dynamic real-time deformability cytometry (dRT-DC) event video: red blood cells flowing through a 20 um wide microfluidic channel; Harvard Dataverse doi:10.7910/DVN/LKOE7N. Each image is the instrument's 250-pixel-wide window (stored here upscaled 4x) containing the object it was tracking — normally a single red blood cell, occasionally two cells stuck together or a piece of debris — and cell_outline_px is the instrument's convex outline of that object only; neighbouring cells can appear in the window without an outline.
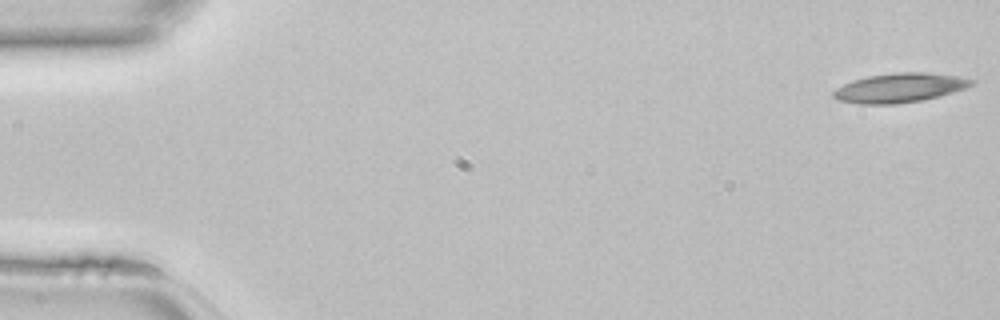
{"species": "common noctule bat (a hibernating species)", "species_latin": "Nyctalus noctula", "temperature_condition": "room temperature", "stored_images_in_passage": 45, "camera_frame_rate_fps": 3000, "um_per_image_px": 0.085, "animal": {"sex": "female", "body_mass_g": 22.7, "forearm_length_mm": 54.2}, "frame": {"image": 1, "passage_image": 1, "time_ms": 0.0, "image_size_px": [1000, 320], "cell_outline_px": [[976, 80], [972, 84], [964, 88], [940, 96], [924, 100], [896, 104], [856, 104], [836, 100], [832, 96], [832, 92], [836, 88], [852, 80], [868, 76], [896, 72], [924, 72], [956, 76]], "centroid_in_image_um": [76.41, 7.47], "position_along_channel_um": 8.6, "area_um2": 23.64}}
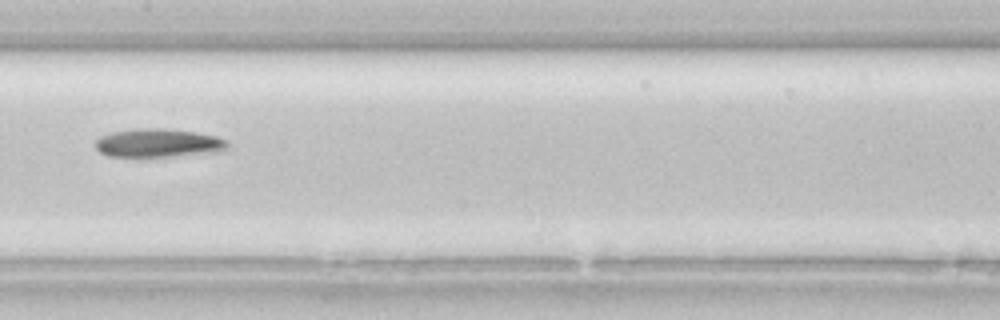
{"frame": {"image": 2, "passage_image": 23, "time_ms": 7.333, "image_size_px": [1000, 320], "cell_outline_px": [[228, 148], [220, 152], [168, 156], [108, 156], [100, 152], [96, 148], [96, 140], [100, 136], [112, 132], [136, 128], [164, 128], [192, 132], [216, 136], [228, 140]], "centroid_in_image_um": [13.47, 12.15], "position_along_channel_um": 193.9, "area_um2": 21.85}}
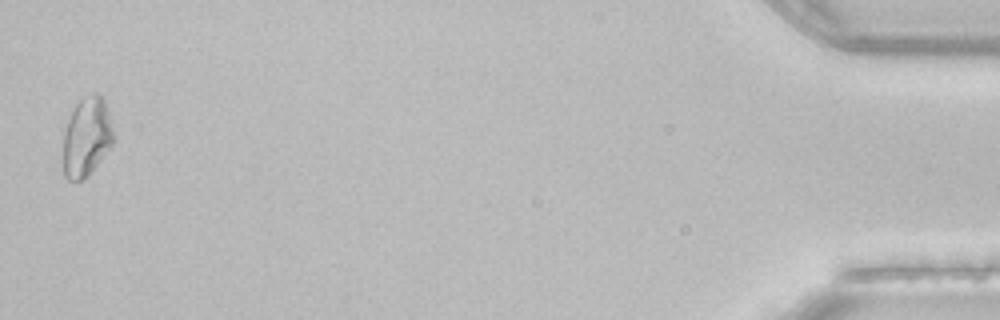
{"frame": {"image": 3, "passage_image": 45, "time_ms": 14.667, "image_size_px": [1000, 320], "cell_outline_px": [[116, 140], [96, 164], [80, 180], [68, 180], [64, 176], [64, 132], [68, 120], [76, 104], [84, 96], [96, 92], [100, 92], [104, 100], [116, 136]], "centroid_in_image_um": [7.39, 11.58], "position_along_channel_um": 427.8, "area_um2": 22.89}}